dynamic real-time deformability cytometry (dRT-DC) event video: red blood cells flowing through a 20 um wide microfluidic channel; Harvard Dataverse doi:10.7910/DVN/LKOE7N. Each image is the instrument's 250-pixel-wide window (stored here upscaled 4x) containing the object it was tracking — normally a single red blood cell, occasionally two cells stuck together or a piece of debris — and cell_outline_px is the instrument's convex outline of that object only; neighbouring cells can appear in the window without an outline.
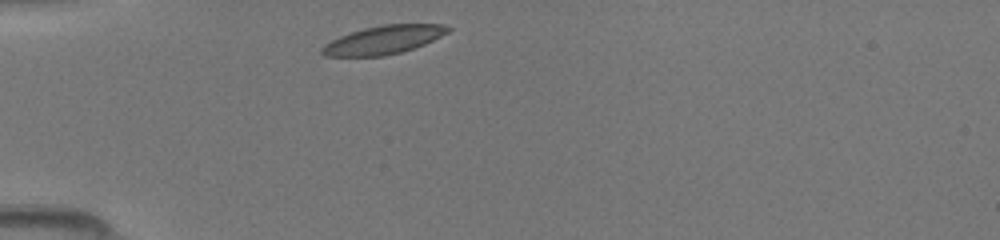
{"species": "common noctule bat (a hibernating species)", "species_latin": "Nyctalus noctula", "temperature_condition": "room temperature", "stored_images_in_passage": 31, "camera_frame_rate_fps": 3000, "um_per_image_px": 0.085, "animal": {"sex": "female", "body_mass_g": 19.5, "forearm_length_mm": 54.1}, "frame": {"image": 1, "passage_image": 1, "time_ms": 0.0, "image_size_px": [1000, 240], "cell_outline_px": [[452, 28], [448, 32], [424, 44], [400, 52], [384, 56], [324, 56], [320, 52], [320, 48], [324, 44], [340, 36], [364, 28], [384, 24], [444, 24]], "centroid_in_image_um": [32.58, 3.38], "position_along_channel_um": 52.4, "area_um2": 20.69}}
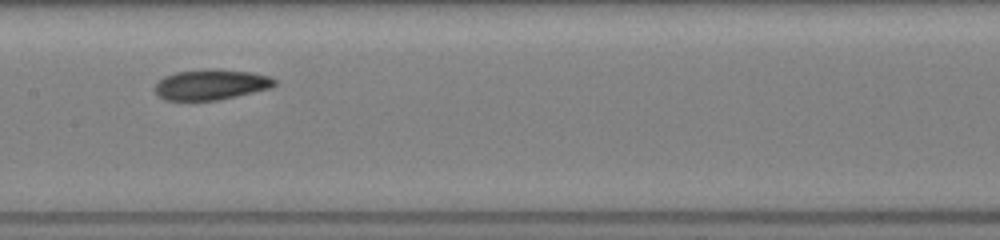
{"frame": {"image": 2, "passage_image": 12, "time_ms": 3.667, "image_size_px": [1000, 240], "cell_outline_px": [[276, 84], [272, 88], [236, 96], [216, 100], [164, 100], [156, 92], [156, 84], [164, 76], [176, 72], [204, 68], [216, 68], [252, 72], [272, 76], [276, 80]], "centroid_in_image_um": [17.99, 7.16], "position_along_channel_um": 189.4, "area_um2": 21.44}}
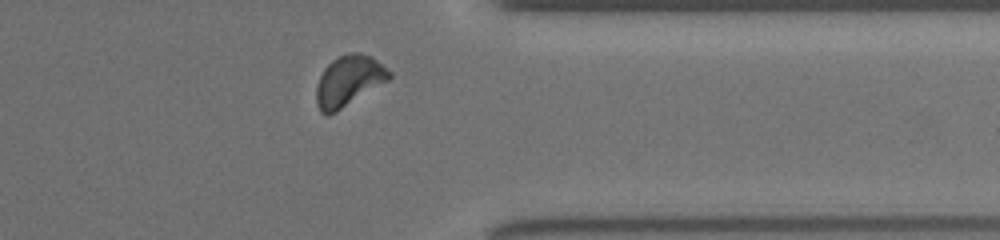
{"frame": {"image": 3, "passage_image": 26, "time_ms": 8.333, "image_size_px": [1000, 240], "cell_outline_px": [[392, 76], [388, 80], [336, 112], [328, 116], [320, 112], [316, 104], [316, 88], [320, 76], [324, 68], [332, 60], [348, 52], [360, 52], [372, 56], [392, 72]], "centroid_in_image_um": [29.63, 6.87], "position_along_channel_um": 381.8, "area_um2": 21.56}}